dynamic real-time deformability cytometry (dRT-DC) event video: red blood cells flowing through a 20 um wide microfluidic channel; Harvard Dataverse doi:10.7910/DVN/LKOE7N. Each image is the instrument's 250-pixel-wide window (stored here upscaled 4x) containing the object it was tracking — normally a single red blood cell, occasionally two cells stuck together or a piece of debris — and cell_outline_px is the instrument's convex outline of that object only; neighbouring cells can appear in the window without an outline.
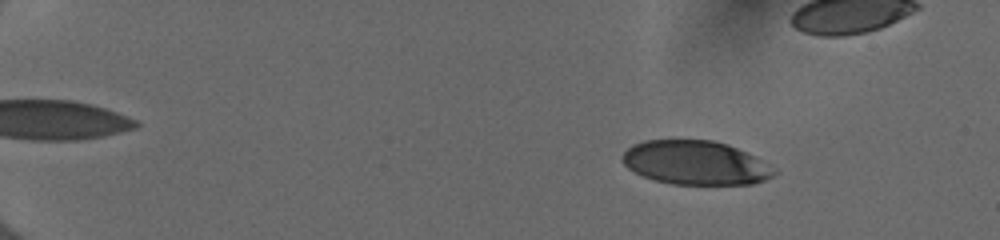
{"species": "human", "species_latin": "Homo sapiens", "temperature_condition": "cold", "stored_images_in_passage": 51, "camera_frame_rate_fps": 3000, "um_per_image_px": 0.085, "donor": {"sex": "female"}, "frame": {"image": 1, "passage_image": 9, "time_ms": 2.667, "image_size_px": [1000, 240], "cell_outline_px": [[776, 172], [772, 176], [764, 180], [752, 184], [672, 184], [656, 180], [644, 176], [628, 168], [620, 160], [620, 156], [632, 144], [644, 140], [712, 140], [728, 144], [776, 168]], "centroid_in_image_um": [59.08, 13.83], "position_along_channel_um": 25.9, "area_um2": 38.67}}
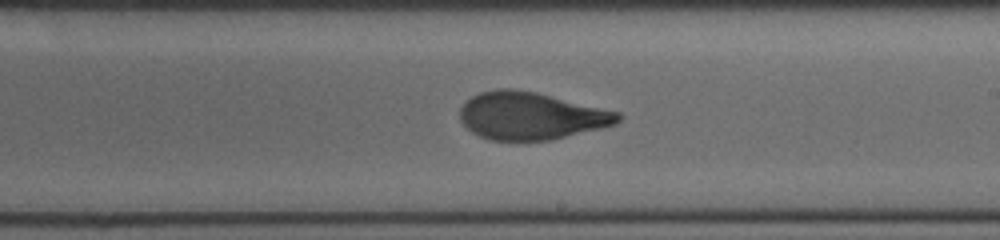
{"frame": {"image": 2, "passage_image": 35, "time_ms": 11.333, "image_size_px": [1000, 240], "cell_outline_px": [[624, 116], [616, 124], [600, 128], [548, 140], [488, 140], [472, 132], [460, 120], [460, 108], [472, 96], [480, 92], [496, 88], [512, 88], [536, 92], [620, 112]], "centroid_in_image_um": [45.13, 9.83], "position_along_channel_um": 243.9, "area_um2": 43.52}}
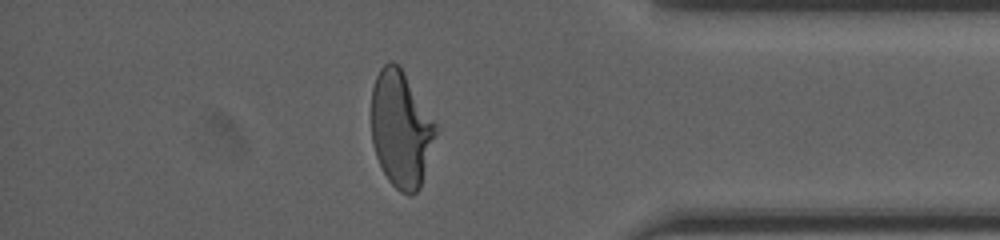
{"frame": {"image": 3, "passage_image": 48, "time_ms": 15.667, "image_size_px": [1000, 240], "cell_outline_px": [[440, 128], [420, 188], [412, 196], [408, 196], [400, 192], [388, 180], [376, 156], [372, 144], [372, 88], [376, 76], [380, 68], [388, 60], [400, 64]], "centroid_in_image_um": [34.12, 10.96], "position_along_channel_um": 401.1, "area_um2": 44.56}}